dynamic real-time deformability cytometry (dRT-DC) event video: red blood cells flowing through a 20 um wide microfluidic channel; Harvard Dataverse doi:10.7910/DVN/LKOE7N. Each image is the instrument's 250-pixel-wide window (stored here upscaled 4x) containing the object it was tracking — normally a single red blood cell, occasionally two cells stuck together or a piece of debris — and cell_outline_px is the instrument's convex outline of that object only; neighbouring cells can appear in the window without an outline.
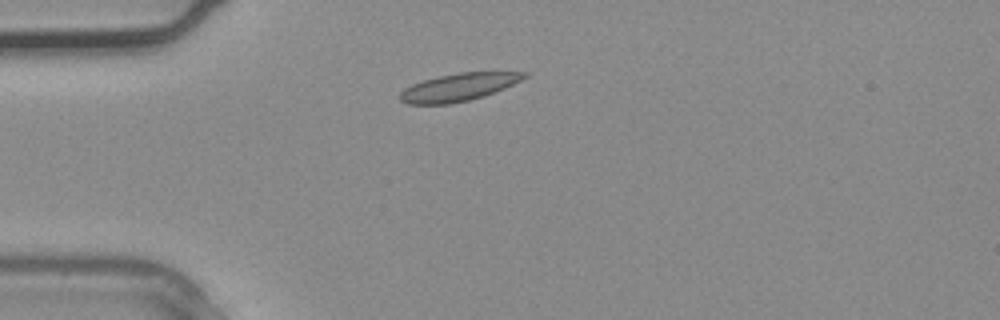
{"species": "common noctule bat (a hibernating species)", "species_latin": "Nyctalus noctula", "temperature_condition": "warm", "stored_images_in_passage": 2, "camera_frame_rate_fps": 3000, "um_per_image_px": 0.085, "animal": {"sex": "male", "body_mass_g": 20.4}, "frame": {"image": 1, "passage_image": 2, "time_ms": 0.333, "image_size_px": [1000, 320], "cell_outline_px": [[528, 76], [504, 88], [484, 96], [468, 100], [448, 104], [408, 104], [400, 100], [400, 92], [404, 88], [412, 84], [424, 80], [440, 76], [460, 72], [528, 72]], "centroid_in_image_um": [38.96, 7.41], "position_along_channel_um": 46.0, "area_um2": 19.77}}